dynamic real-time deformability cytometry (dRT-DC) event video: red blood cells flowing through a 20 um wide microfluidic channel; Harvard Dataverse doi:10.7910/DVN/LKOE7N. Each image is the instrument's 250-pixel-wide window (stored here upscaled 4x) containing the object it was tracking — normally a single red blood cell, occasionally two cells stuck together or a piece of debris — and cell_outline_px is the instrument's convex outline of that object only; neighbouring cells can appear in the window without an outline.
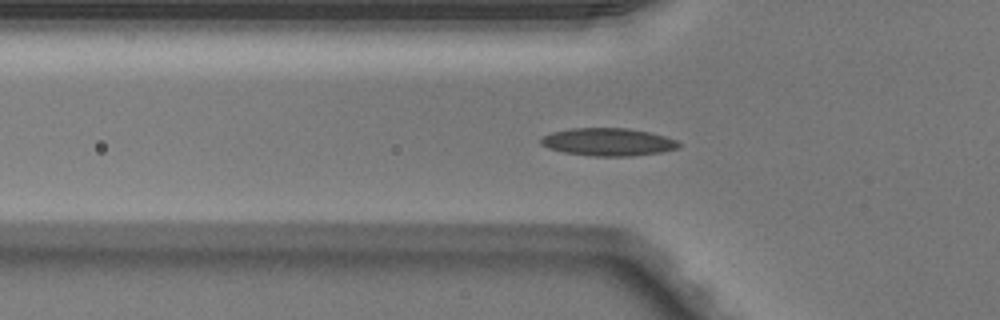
{"species": "Egyptian fruit bat (a non-hibernating species)", "species_latin": "Rousettus aegyptiacus", "temperature_condition": "warm", "stored_images_in_passage": 51, "camera_frame_rate_fps": 3000, "um_per_image_px": 0.085, "animal": {"sex": "male"}, "frame": {"image": 1, "passage_image": 17, "time_ms": 5.333, "image_size_px": [1000, 320], "cell_outline_px": [[680, 148], [660, 152], [632, 156], [592, 156], [564, 152], [548, 148], [540, 144], [540, 140], [544, 136], [552, 132], [572, 128], [628, 128], [648, 132], [664, 136], [676, 140], [680, 144]], "centroid_in_image_um": [51.68, 12.07], "position_along_channel_um": 74.1, "area_um2": 22.2}}
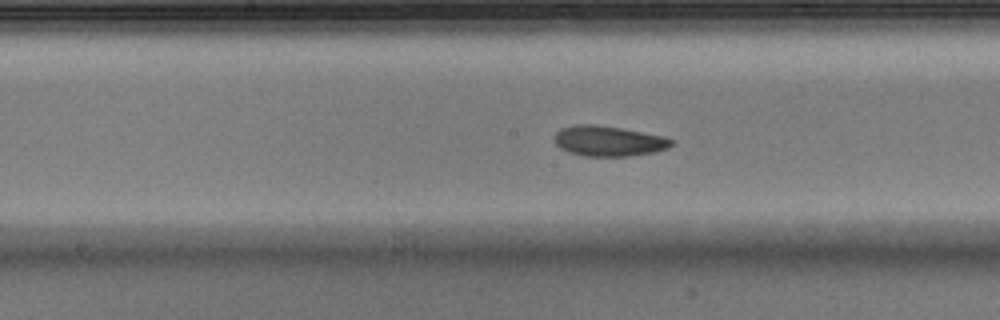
{"frame": {"image": 2, "passage_image": 26, "time_ms": 8.333, "image_size_px": [1000, 320], "cell_outline_px": [[676, 144], [668, 148], [656, 152], [628, 156], [584, 156], [568, 152], [560, 148], [556, 144], [556, 132], [560, 128], [576, 124], [596, 124], [620, 128], [664, 136], [672, 140]], "centroid_in_image_um": [51.75, 11.99], "position_along_channel_um": 196.5, "area_um2": 20.75}}
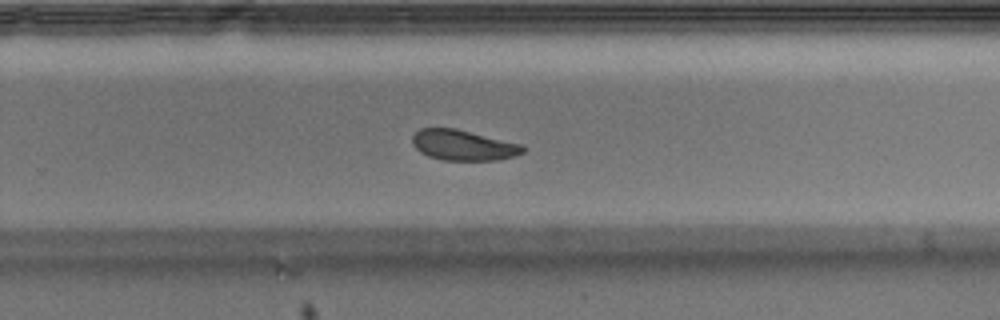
{"frame": {"image": 3, "passage_image": 33, "time_ms": 10.667, "image_size_px": [1000, 320], "cell_outline_px": [[528, 148], [524, 152], [516, 156], [500, 160], [444, 160], [428, 156], [420, 152], [412, 144], [412, 136], [420, 128], [456, 128], [520, 144]], "centroid_in_image_um": [39.39, 12.34], "position_along_channel_um": 290.4, "area_um2": 19.71}, "authors_computed_cell_mechanics": {"area_um2": 20.519, "velocity_mm_per_s": 4.0447, "shape_relaxation_time_tau1_ms": 2.4138, "shape_relaxation_time_tau2_ms": 2.0519, "deformation_change_tau1": 0.109, "deformation_change_tau2": 0.0787}}